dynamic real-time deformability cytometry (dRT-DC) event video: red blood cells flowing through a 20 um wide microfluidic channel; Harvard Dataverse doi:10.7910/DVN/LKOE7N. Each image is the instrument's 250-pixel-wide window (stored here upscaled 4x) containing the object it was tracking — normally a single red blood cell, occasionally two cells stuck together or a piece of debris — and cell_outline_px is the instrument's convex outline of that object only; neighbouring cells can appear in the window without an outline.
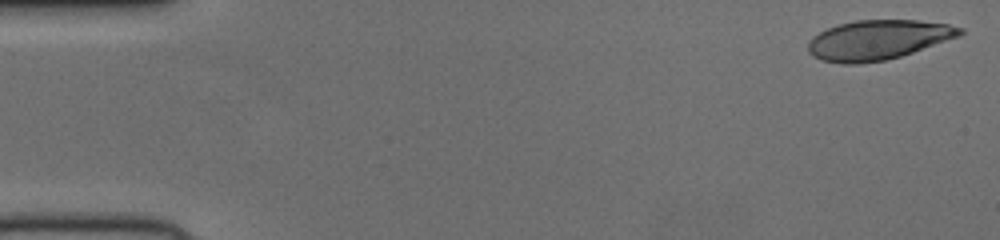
{"species": "human", "species_latin": "Homo sapiens", "temperature_condition": "cold", "stored_images_in_passage": 51, "camera_frame_rate_fps": 3000, "um_per_image_px": 0.085, "donor": {"sex": "female"}, "frame": {"image": 1, "passage_image": 1, "time_ms": 0.0, "image_size_px": [1000, 240], "cell_outline_px": [[964, 32], [960, 36], [900, 56], [884, 60], [856, 64], [844, 64], [820, 60], [812, 56], [808, 52], [808, 44], [812, 36], [828, 28], [840, 24], [856, 20], [916, 20], [948, 24], [964, 28]], "centroid_in_image_um": [74.62, 3.39], "position_along_channel_um": 10.4, "area_um2": 34.97}}
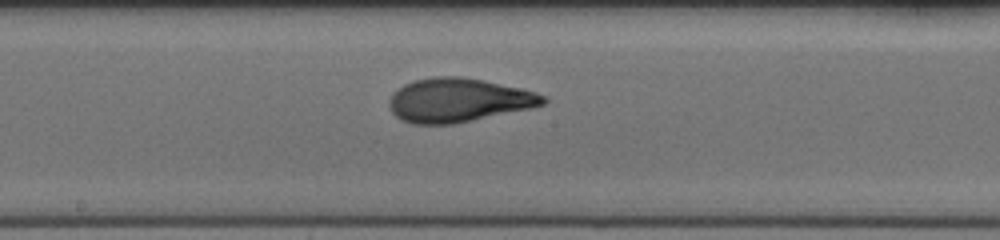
{"frame": {"image": 2, "passage_image": 27, "time_ms": 8.667, "image_size_px": [1000, 240], "cell_outline_px": [[548, 100], [544, 104], [532, 108], [452, 124], [412, 124], [400, 120], [392, 112], [388, 104], [388, 100], [392, 92], [396, 88], [412, 80], [436, 76], [460, 76], [484, 80], [520, 88], [536, 92], [544, 96]], "centroid_in_image_um": [38.92, 8.51], "position_along_channel_um": 209.3, "area_um2": 39.59}}
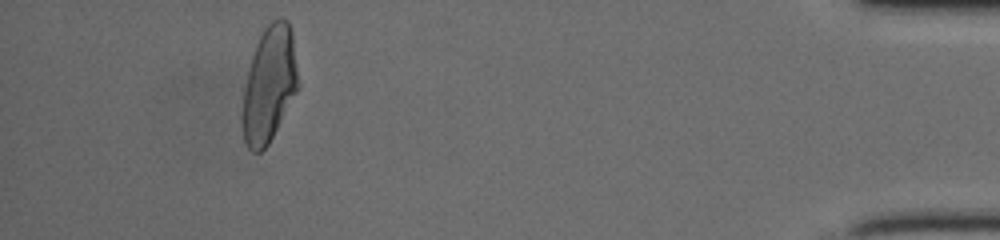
{"frame": {"image": 3, "passage_image": 47, "time_ms": 15.333, "image_size_px": [1000, 240], "cell_outline_px": [[300, 88], [268, 144], [260, 152], [252, 152], [248, 148], [244, 140], [240, 120], [240, 116], [244, 88], [252, 56], [256, 44], [264, 28], [272, 20], [280, 16], [284, 16], [288, 20], [292, 32], [300, 84]], "centroid_in_image_um": [22.89, 7.18], "position_along_channel_um": 412.3, "area_um2": 38.26}}